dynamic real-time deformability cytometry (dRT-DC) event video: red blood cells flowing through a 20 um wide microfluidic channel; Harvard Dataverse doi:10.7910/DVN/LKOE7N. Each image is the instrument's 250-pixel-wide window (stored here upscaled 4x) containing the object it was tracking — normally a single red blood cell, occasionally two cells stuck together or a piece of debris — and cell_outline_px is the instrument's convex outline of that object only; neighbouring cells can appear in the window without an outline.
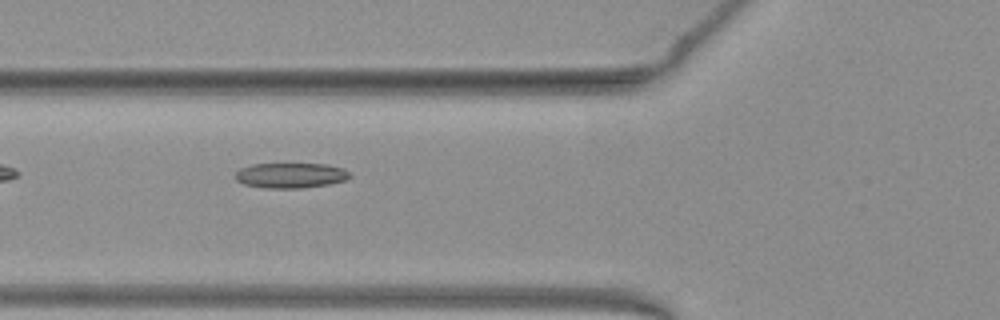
{"species": "common noctule bat (a hibernating species)", "species_latin": "Nyctalus noctula", "temperature_condition": "warm", "stored_images_in_passage": 35, "camera_frame_rate_fps": 3000, "um_per_image_px": 0.085, "animal": {"sex": "female", "body_mass_g": 19.3, "forearm_length_mm": 54.1}, "frame": {"image": 1, "passage_image": 4, "time_ms": 1.0, "image_size_px": [1000, 320], "cell_outline_px": [[352, 176], [348, 180], [328, 184], [304, 188], [268, 188], [244, 184], [236, 180], [236, 172], [240, 168], [252, 164], [328, 164], [344, 168]], "centroid_in_image_um": [24.75, 14.91], "position_along_channel_um": 101.1, "area_um2": 16.88}}
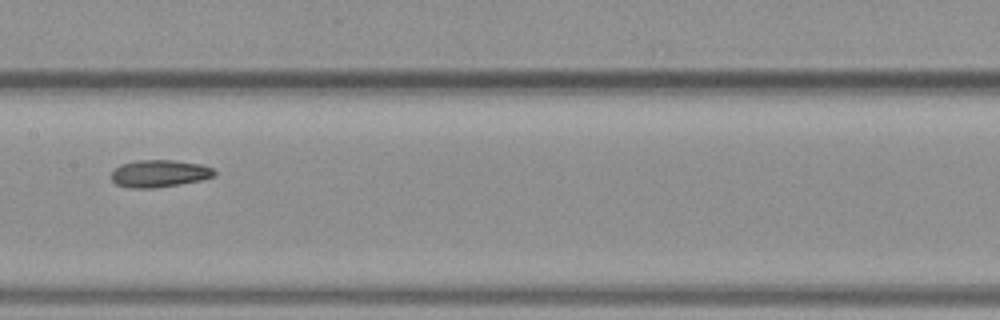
{"frame": {"image": 2, "passage_image": 11, "time_ms": 3.333, "image_size_px": [1000, 320], "cell_outline_px": [[216, 176], [200, 180], [180, 184], [156, 188], [128, 188], [116, 184], [112, 180], [112, 172], [120, 164], [140, 160], [176, 160], [200, 164], [212, 168], [216, 172]], "centroid_in_image_um": [13.55, 14.75], "position_along_channel_um": 193.8, "area_um2": 16.42}}
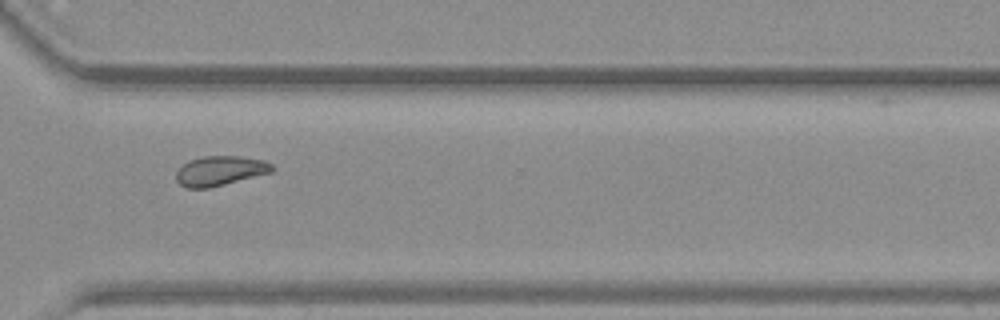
{"frame": {"image": 3, "passage_image": 23, "time_ms": 7.333, "image_size_px": [1000, 320], "cell_outline_px": [[276, 168], [272, 172], [208, 188], [184, 188], [176, 180], [176, 172], [184, 164], [192, 160], [204, 156], [240, 156], [264, 160], [272, 164]], "centroid_in_image_um": [18.73, 14.52], "position_along_channel_um": 351.9, "area_um2": 16.47}}